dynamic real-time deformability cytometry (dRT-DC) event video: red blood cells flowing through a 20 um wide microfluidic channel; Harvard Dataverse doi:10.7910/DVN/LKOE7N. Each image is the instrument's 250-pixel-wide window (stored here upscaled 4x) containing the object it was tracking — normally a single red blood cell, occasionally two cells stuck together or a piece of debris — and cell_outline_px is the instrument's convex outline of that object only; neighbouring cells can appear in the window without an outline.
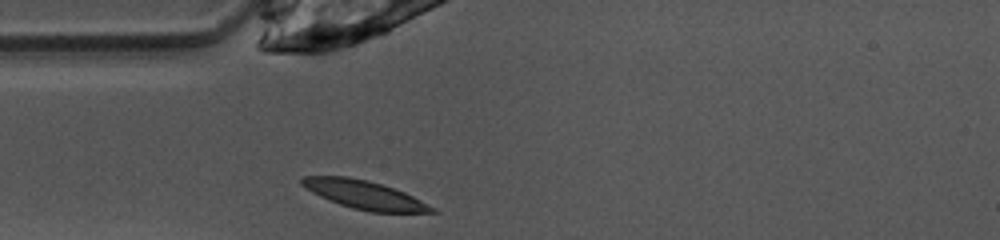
{"species": "common noctule bat (a hibernating species)", "species_latin": "Nyctalus noctula", "temperature_condition": "warm", "stored_images_in_passage": 37, "camera_frame_rate_fps": 3000, "um_per_image_px": 0.085, "animal": {"sex": "female", "body_mass_g": 10.0, "forearm_length_mm": 53.1}, "frame": {"image": 1, "passage_image": 1, "time_ms": 0.0, "image_size_px": [1000, 240], "cell_outline_px": [[440, 212], [372, 212], [352, 208], [328, 200], [312, 192], [300, 184], [300, 180], [304, 176], [348, 176], [368, 180], [404, 192], [436, 208]], "centroid_in_image_um": [30.96, 16.55], "position_along_channel_um": 54.0, "area_um2": 21.33}}
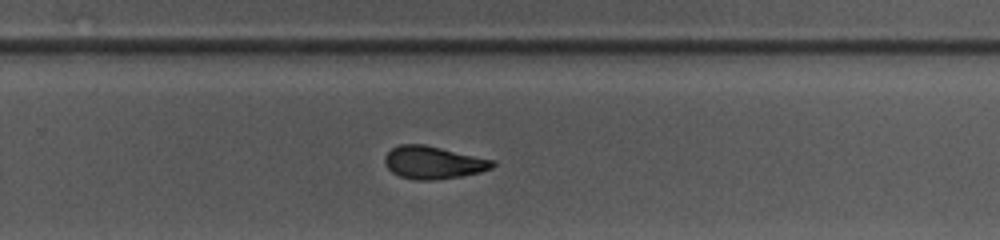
{"frame": {"image": 2, "passage_image": 19, "time_ms": 6.0, "image_size_px": [1000, 240], "cell_outline_px": [[496, 164], [492, 168], [480, 172], [460, 176], [436, 180], [416, 180], [400, 176], [392, 172], [384, 164], [384, 156], [392, 148], [400, 144], [424, 144], [496, 160]], "centroid_in_image_um": [36.84, 13.81], "position_along_channel_um": 293.0, "area_um2": 20.63}}
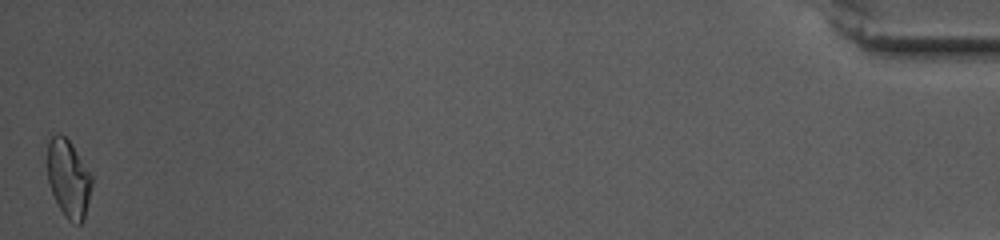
{"frame": {"image": 3, "passage_image": 37, "time_ms": 12.0, "image_size_px": [1000, 240], "cell_outline_px": [[92, 188], [84, 220], [80, 224], [72, 224], [64, 216], [52, 192], [48, 180], [48, 144], [52, 136], [60, 132], [72, 144], [92, 172]], "centroid_in_image_um": [5.86, 15.19], "position_along_channel_um": 429.3, "area_um2": 20.35}, "authors_computed_cell_mechanics": {"area_um2": 20.519, "velocity_mm_per_s": 3.9985, "shape_relaxation_time_tau1_ms": 4.6553, "shape_relaxation_time_tau2_ms": 2.2574, "deformation_change_tau1": 0.1638, "deformation_change_tau2": 0.0839}}